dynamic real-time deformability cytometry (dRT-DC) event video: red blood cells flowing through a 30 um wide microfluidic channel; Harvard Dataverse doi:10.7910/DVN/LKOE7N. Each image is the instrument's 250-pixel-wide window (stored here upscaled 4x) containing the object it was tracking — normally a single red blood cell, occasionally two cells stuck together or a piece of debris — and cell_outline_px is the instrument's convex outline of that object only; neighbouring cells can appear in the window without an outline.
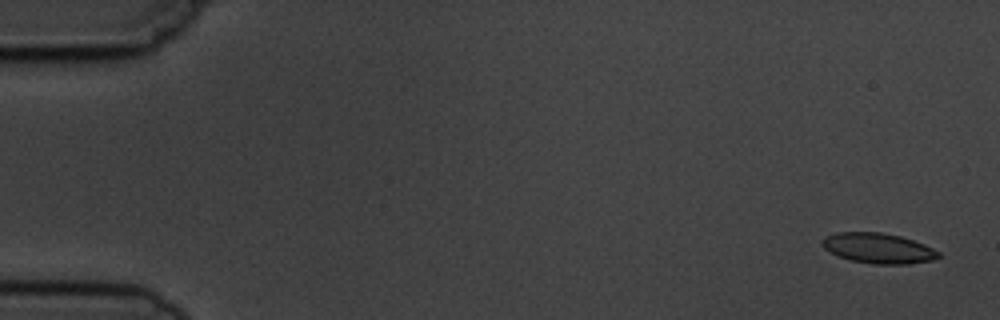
{"species": "common noctule bat (a hibernating species)", "species_latin": "Nyctalus noctula", "temperature_condition": "cold", "stored_images_in_passage": 5, "camera_frame_rate_fps": 3000, "um_per_image_px": 0.085, "animal": {"sex": "male", "body_mass_g": 19.5, "forearm_length_mm": 54.6}, "frame": {"image": 1, "passage_image": 1, "time_ms": 0.0, "image_size_px": [1000, 320], "cell_outline_px": [[940, 256], [932, 260], [908, 264], [872, 264], [852, 260], [836, 256], [824, 248], [820, 244], [820, 240], [824, 236], [836, 232], [880, 232], [900, 236], [924, 244], [940, 252]], "centroid_in_image_um": [74.6, 21.09], "position_along_channel_um": 10.4, "area_um2": 20.63}}
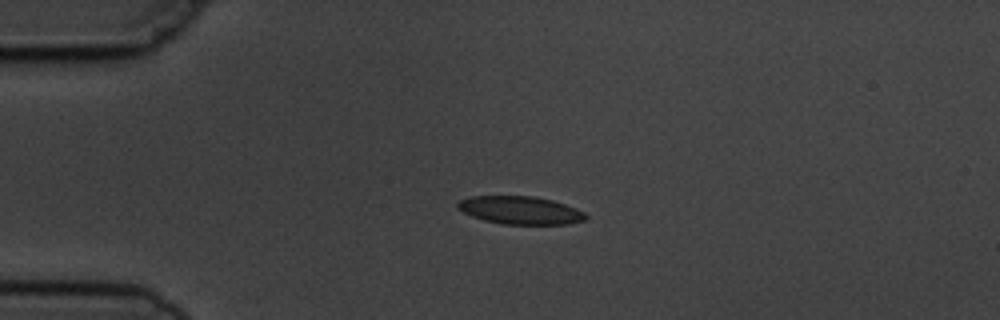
{"frame": {"image": 2, "passage_image": 4, "time_ms": 3.667, "image_size_px": [1000, 320], "cell_outline_px": [[588, 216], [584, 220], [568, 224], [504, 224], [484, 220], [472, 216], [456, 208], [456, 204], [460, 200], [468, 196], [536, 196], [552, 200], [576, 208], [584, 212]], "centroid_in_image_um": [44.21, 17.86], "position_along_channel_um": 40.8, "area_um2": 20.87}}